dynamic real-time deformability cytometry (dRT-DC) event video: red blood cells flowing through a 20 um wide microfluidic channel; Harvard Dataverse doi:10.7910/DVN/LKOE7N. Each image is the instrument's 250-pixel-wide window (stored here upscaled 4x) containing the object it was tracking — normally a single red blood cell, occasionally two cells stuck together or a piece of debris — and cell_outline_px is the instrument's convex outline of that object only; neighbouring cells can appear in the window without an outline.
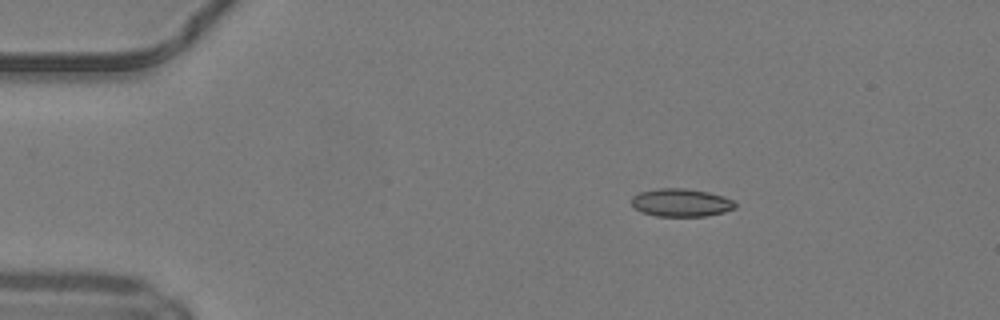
{"species": "common noctule bat (a hibernating species)", "species_latin": "Nyctalus noctula", "temperature_condition": "warm", "stored_images_in_passage": 48, "camera_frame_rate_fps": 3000, "um_per_image_px": 0.085, "animal": {"sex": "male", "body_mass_g": 19.2, "forearm_length_mm": 51.8}, "frame": {"image": 1, "passage_image": 7, "time_ms": 2.0, "image_size_px": [1000, 320], "cell_outline_px": [[736, 208], [724, 212], [704, 216], [656, 216], [640, 212], [632, 204], [632, 196], [640, 192], [660, 188], [684, 188], [708, 192], [724, 196], [732, 200], [736, 204]], "centroid_in_image_um": [57.89, 17.22], "position_along_channel_um": 27.1, "area_um2": 16.88}}
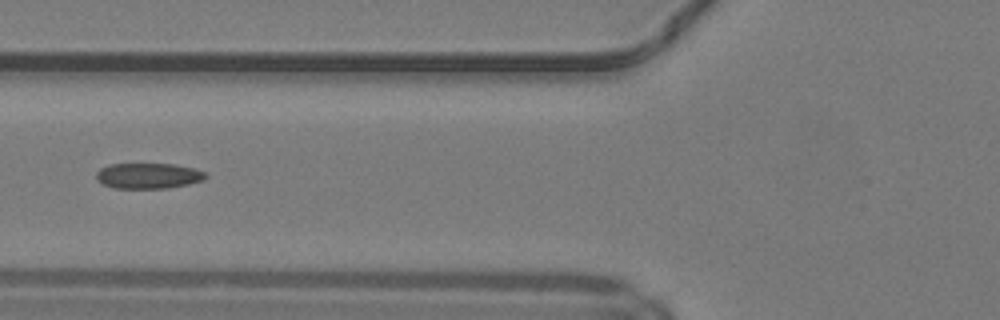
{"frame": {"image": 2, "passage_image": 18, "time_ms": 5.667, "image_size_px": [1000, 320], "cell_outline_px": [[208, 176], [204, 180], [188, 184], [168, 188], [116, 188], [104, 184], [96, 180], [96, 172], [100, 168], [108, 164], [172, 164], [192, 168], [204, 172]], "centroid_in_image_um": [12.59, 14.94], "position_along_channel_um": 113.2, "area_um2": 16.24}}
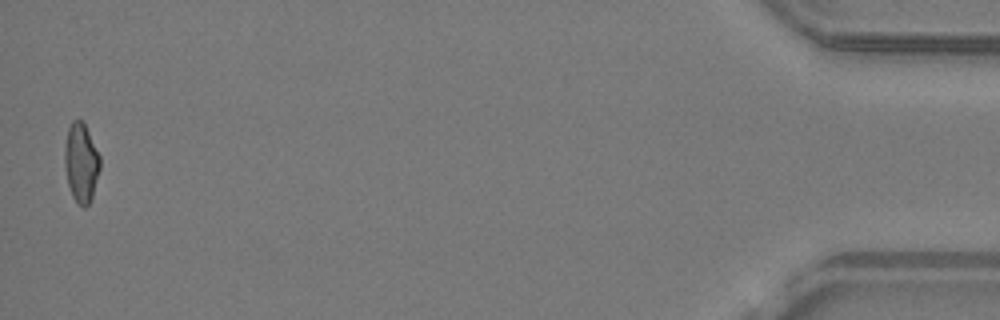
{"frame": {"image": 3, "passage_image": 47, "time_ms": 15.333, "image_size_px": [1000, 320], "cell_outline_px": [[100, 168], [92, 196], [88, 204], [84, 208], [72, 196], [68, 184], [64, 168], [64, 144], [68, 128], [72, 120], [80, 120], [84, 124], [100, 156]], "centroid_in_image_um": [6.87, 13.82], "position_along_channel_um": 428.3, "area_um2": 16.18}, "authors_computed_cell_mechanics": {"area_um2": 16.5886, "velocity_mm_per_s": 4.2267, "shape_relaxation_time_tau1_ms": null, "shape_relaxation_time_tau2_ms": 1.9848, "deformation_change_tau1": null, "deformation_change_tau2": 0.0866}}